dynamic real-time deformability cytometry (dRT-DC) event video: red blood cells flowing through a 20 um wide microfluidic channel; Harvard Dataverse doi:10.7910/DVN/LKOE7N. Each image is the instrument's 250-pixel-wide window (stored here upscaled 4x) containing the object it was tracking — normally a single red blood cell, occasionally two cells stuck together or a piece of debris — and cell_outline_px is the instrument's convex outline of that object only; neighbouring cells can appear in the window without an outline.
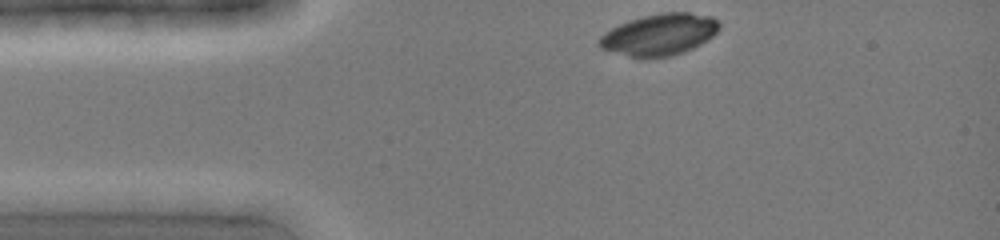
{"species": "common noctule bat (a hibernating species)", "species_latin": "Nyctalus noctula", "temperature_condition": "cold", "stored_images_in_passage": 8, "camera_frame_rate_fps": 3000, "um_per_image_px": 0.085, "animal": {"sex": "female", "body_mass_g": 19.0, "forearm_length_mm": 51.5}, "frame": {"image": 1, "passage_image": 1, "time_ms": 0.0, "image_size_px": [1000, 240], "cell_outline_px": [[720, 28], [712, 36], [700, 44], [684, 52], [672, 56], [628, 56], [600, 48], [596, 44], [596, 40], [604, 32], [628, 20], [660, 12], [688, 12], [712, 16], [720, 24]], "centroid_in_image_um": [56.03, 2.92], "position_along_channel_um": 29.0, "area_um2": 28.9}}